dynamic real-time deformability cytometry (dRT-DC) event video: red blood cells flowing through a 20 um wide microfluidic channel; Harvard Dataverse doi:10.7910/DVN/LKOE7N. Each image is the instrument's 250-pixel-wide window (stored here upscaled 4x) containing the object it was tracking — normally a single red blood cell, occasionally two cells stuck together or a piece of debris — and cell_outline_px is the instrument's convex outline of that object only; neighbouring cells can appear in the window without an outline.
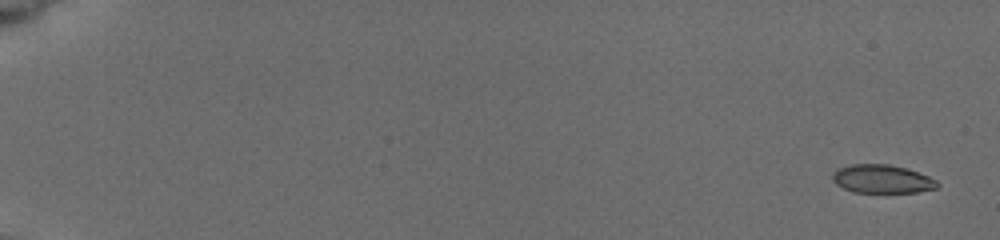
{"species": "common noctule bat (a hibernating species)", "species_latin": "Nyctalus noctula", "temperature_condition": "cold", "stored_images_in_passage": 9, "camera_frame_rate_fps": 3000, "um_per_image_px": 0.085, "animal": {"sex": "female", "body_mass_g": 19.5, "forearm_length_mm": 54.1}, "frame": {"image": 1, "passage_image": 1, "time_ms": 0.0, "image_size_px": [1000, 240], "cell_outline_px": [[940, 184], [936, 188], [916, 192], [852, 192], [836, 184], [832, 180], [832, 176], [836, 168], [852, 164], [888, 164], [904, 168], [928, 176], [936, 180]], "centroid_in_image_um": [74.94, 15.21], "position_along_channel_um": 10.1, "area_um2": 17.22}}
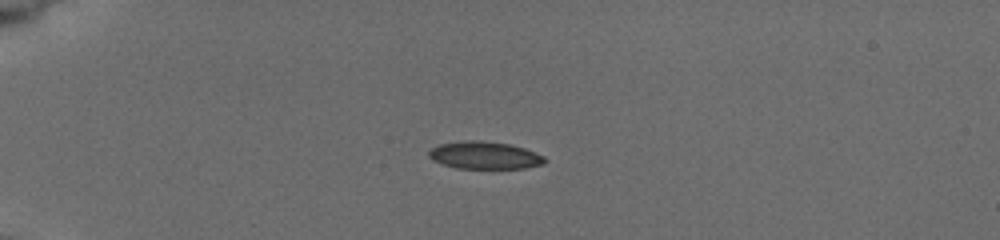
{"frame": {"image": 2, "passage_image": 6, "time_ms": 4.667, "image_size_px": [1000, 240], "cell_outline_px": [[548, 160], [544, 164], [524, 168], [456, 168], [432, 160], [428, 156], [428, 152], [432, 148], [440, 144], [468, 140], [480, 140], [508, 144], [524, 148], [536, 152], [544, 156]], "centroid_in_image_um": [41.22, 13.2], "position_along_channel_um": 43.8, "area_um2": 18.5}}
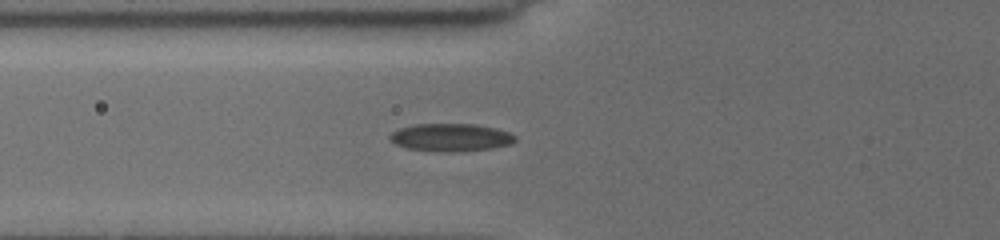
{"frame": {"image": 3, "passage_image": 9, "time_ms": 7.0, "image_size_px": [1000, 240], "cell_outline_px": [[516, 140], [512, 144], [492, 148], [460, 152], [436, 152], [408, 148], [396, 144], [388, 140], [388, 136], [392, 132], [400, 128], [416, 124], [472, 124], [496, 128], [508, 132], [516, 136]], "centroid_in_image_um": [38.31, 11.69], "position_along_channel_um": 87.5, "area_um2": 20.46}}